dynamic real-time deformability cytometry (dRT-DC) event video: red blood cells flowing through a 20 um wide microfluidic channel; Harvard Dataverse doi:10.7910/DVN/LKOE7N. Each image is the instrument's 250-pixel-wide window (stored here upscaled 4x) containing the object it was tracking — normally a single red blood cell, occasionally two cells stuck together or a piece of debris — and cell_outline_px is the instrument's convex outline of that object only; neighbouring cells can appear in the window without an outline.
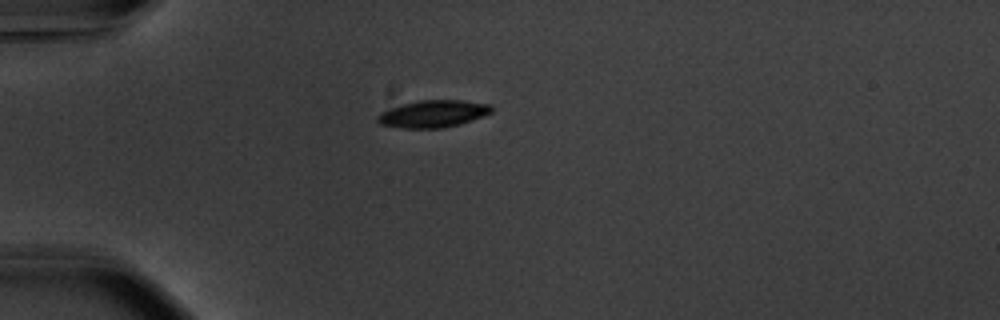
{"species": "common noctule bat (a hibernating species)", "species_latin": "Nyctalus noctula", "temperature_condition": "warm", "stored_images_in_passage": 40, "camera_frame_rate_fps": 3000, "um_per_image_px": 0.085, "animal": {"sex": "male", "body_mass_g": 20.1, "forearm_length_mm": 53.5}, "frame": {"image": 1, "passage_image": 1, "time_ms": 0.0, "image_size_px": [1000, 320], "cell_outline_px": [[492, 112], [484, 116], [460, 124], [444, 128], [404, 128], [380, 124], [376, 120], [376, 116], [380, 112], [404, 104], [420, 100], [460, 100], [492, 104]], "centroid_in_image_um": [36.84, 9.67], "position_along_channel_um": 48.2, "area_um2": 18.03}}
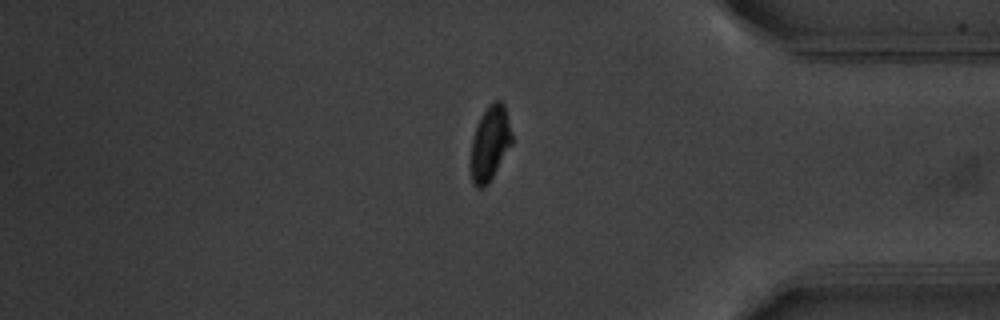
{"frame": {"image": 2, "passage_image": 32, "time_ms": 10.333, "image_size_px": [1000, 320], "cell_outline_px": [[512, 144], [488, 184], [484, 188], [476, 188], [472, 180], [468, 168], [468, 160], [472, 140], [480, 116], [488, 104], [492, 100], [500, 100], [504, 104], [512, 136]], "centroid_in_image_um": [41.6, 12.21], "position_along_channel_um": 393.6, "area_um2": 18.32}}
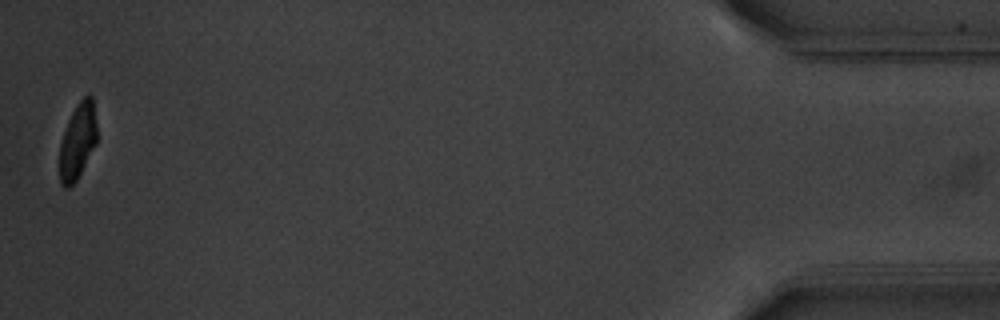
{"frame": {"image": 3, "passage_image": 40, "time_ms": 13.0, "image_size_px": [1000, 320], "cell_outline_px": [[96, 144], [76, 180], [68, 188], [64, 188], [60, 184], [60, 144], [68, 120], [76, 104], [88, 92], [92, 96], [96, 120]], "centroid_in_image_um": [6.6, 11.97], "position_along_channel_um": 428.6, "area_um2": 16.42}, "authors_computed_cell_mechanics": {"area_um2": 18.5538, "velocity_mm_per_s": 3.7199, "shape_relaxation_time_tau1_ms": 2.5644, "shape_relaxation_time_tau2_ms": 1.8737, "deformation_change_tau1": 0.1604, "deformation_change_tau2": 0.0564}}